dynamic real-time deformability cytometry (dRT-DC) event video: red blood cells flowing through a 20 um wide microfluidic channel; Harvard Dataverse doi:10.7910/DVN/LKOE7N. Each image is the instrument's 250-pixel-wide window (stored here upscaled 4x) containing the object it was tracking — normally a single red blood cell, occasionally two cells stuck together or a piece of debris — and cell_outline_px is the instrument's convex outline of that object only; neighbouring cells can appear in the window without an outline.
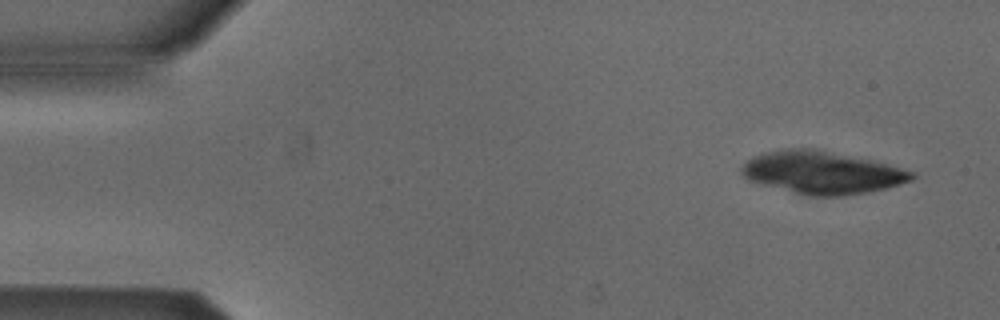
{"species": "Egyptian fruit bat (a non-hibernating species)", "species_latin": "Rousettus aegyptiacus", "temperature_condition": "cold", "stored_images_in_passage": 4, "camera_frame_rate_fps": 3000, "um_per_image_px": 0.085, "animal": {"sex": "male"}, "frame": {"image": 1, "passage_image": 1, "time_ms": 0.0, "image_size_px": [1000, 320], "cell_outline_px": [[916, 176], [912, 180], [884, 188], [868, 192], [840, 196], [812, 196], [756, 184], [748, 180], [740, 172], [740, 168], [752, 156], [764, 152], [784, 148], [812, 148], [872, 160], [916, 172]], "centroid_in_image_um": [69.82, 14.66], "position_along_channel_um": 15.2, "area_um2": 42.25}}